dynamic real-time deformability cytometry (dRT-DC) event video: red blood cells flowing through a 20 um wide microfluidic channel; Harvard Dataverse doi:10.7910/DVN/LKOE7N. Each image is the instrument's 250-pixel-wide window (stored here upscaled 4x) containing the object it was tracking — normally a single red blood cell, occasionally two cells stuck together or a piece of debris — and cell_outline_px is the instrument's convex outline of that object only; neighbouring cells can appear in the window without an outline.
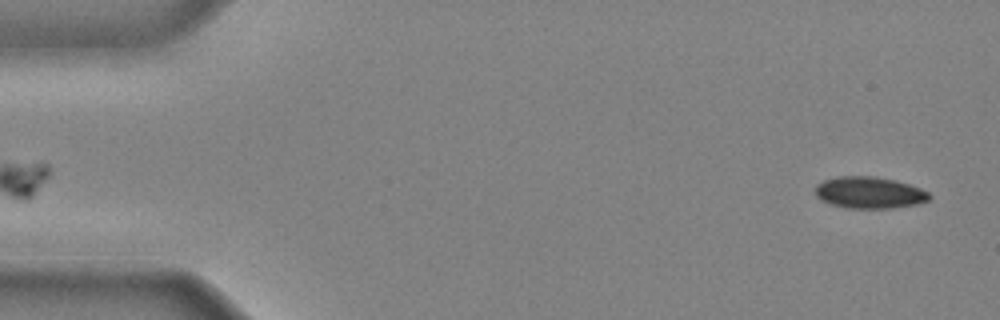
{"species": "common noctule bat (a hibernating species)", "species_latin": "Nyctalus noctula", "temperature_condition": "cold", "stored_images_in_passage": 41, "camera_frame_rate_fps": 3000, "um_per_image_px": 0.085, "animal": {"sex": "male", "body_mass_g": 20.4}, "frame": {"image": 1, "passage_image": 1, "time_ms": 0.0, "image_size_px": [1000, 320], "cell_outline_px": [[932, 196], [928, 200], [916, 204], [892, 208], [844, 208], [820, 200], [816, 196], [816, 184], [824, 180], [840, 176], [872, 176], [896, 180], [920, 188], [928, 192]], "centroid_in_image_um": [73.88, 16.37], "position_along_channel_um": 11.1, "area_um2": 21.04}}
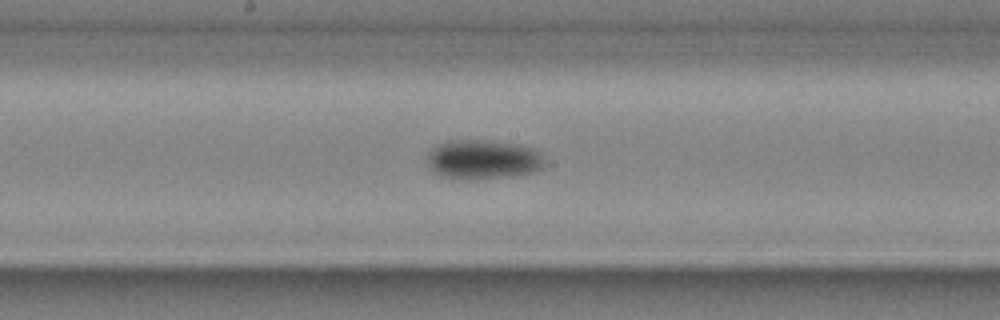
{"frame": {"image": 2, "passage_image": 22, "time_ms": 7.0, "image_size_px": [1000, 320], "cell_outline_px": [[544, 168], [532, 172], [512, 176], [476, 180], [472, 180], [436, 176], [432, 172], [428, 164], [428, 152], [436, 144], [448, 140], [496, 140], [520, 144], [540, 148], [544, 160]], "centroid_in_image_um": [41.08, 13.55], "position_along_channel_um": 207.1, "area_um2": 27.98}}
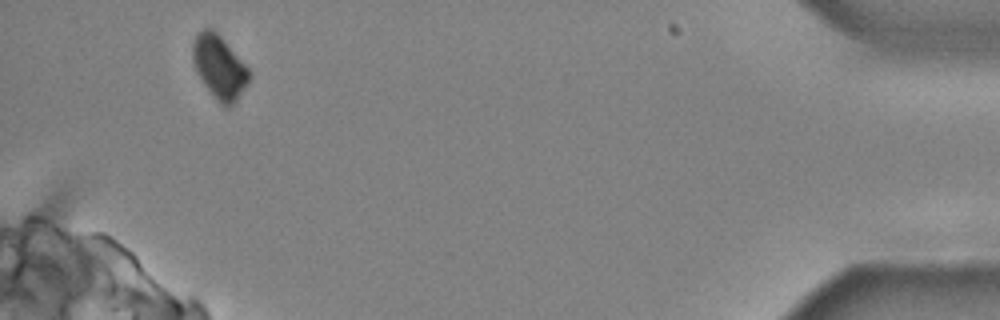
{"frame": {"image": 3, "passage_image": 40, "time_ms": 13.0, "image_size_px": [1000, 320], "cell_outline_px": [[252, 76], [236, 100], [228, 108], [220, 104], [216, 100], [204, 84], [192, 60], [192, 44], [196, 36], [204, 28], [212, 28], [220, 36], [248, 68]], "centroid_in_image_um": [18.64, 5.71], "position_along_channel_um": 416.6, "area_um2": 20.4}}